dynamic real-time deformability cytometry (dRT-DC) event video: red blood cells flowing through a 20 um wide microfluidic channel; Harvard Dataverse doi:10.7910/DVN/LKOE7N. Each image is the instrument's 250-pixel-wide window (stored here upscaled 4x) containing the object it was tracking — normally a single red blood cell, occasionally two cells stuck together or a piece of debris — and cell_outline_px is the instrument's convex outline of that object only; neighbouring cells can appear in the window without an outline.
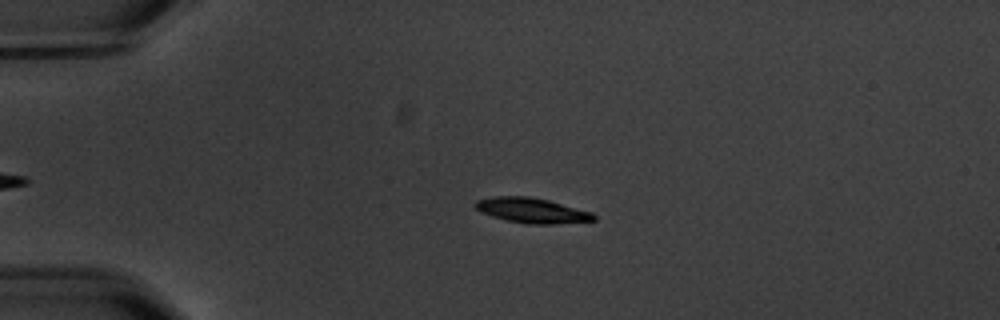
{"species": "common noctule bat (a hibernating species)", "species_latin": "Nyctalus noctula", "temperature_condition": "warm", "stored_images_in_passage": 4, "camera_frame_rate_fps": 3000, "um_per_image_px": 0.085, "animal": {"sex": "male", "body_mass_g": 20.1, "forearm_length_mm": 53.5}, "frame": {"image": 1, "passage_image": 3, "time_ms": 2.333, "image_size_px": [1000, 320], "cell_outline_px": [[596, 220], [552, 224], [528, 224], [508, 220], [492, 216], [480, 212], [472, 204], [476, 200], [496, 196], [528, 196], [548, 200], [592, 212], [596, 216]], "centroid_in_image_um": [45.19, 17.88], "position_along_channel_um": 39.8, "area_um2": 17.22}}